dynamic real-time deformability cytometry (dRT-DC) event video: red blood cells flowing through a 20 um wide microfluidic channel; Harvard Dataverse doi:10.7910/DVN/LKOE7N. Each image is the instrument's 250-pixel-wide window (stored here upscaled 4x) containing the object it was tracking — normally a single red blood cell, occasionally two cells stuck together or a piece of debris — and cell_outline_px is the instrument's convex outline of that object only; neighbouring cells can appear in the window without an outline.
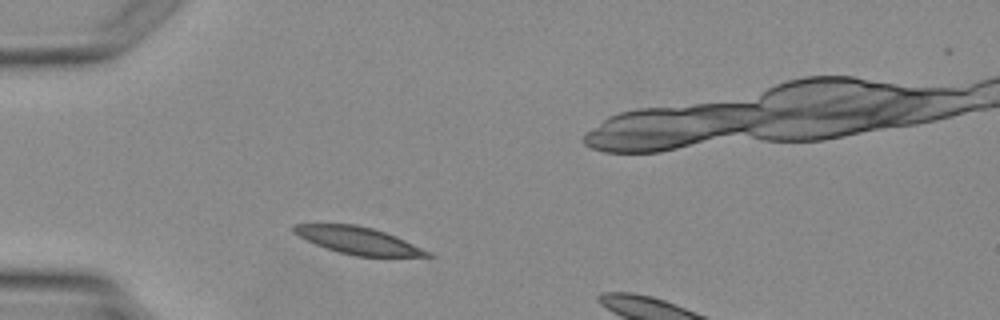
{"species": "Egyptian fruit bat (a non-hibernating species)", "species_latin": "Rousettus aegyptiacus", "temperature_condition": "warm", "stored_images_in_passage": 2, "camera_frame_rate_fps": 3000, "um_per_image_px": 0.085, "animal": {"sex": "female"}, "frame": {"image": 1, "passage_image": 1, "time_ms": 0.0, "image_size_px": [1000, 320], "cell_outline_px": [[436, 256], [356, 256], [340, 252], [316, 244], [292, 232], [292, 224], [356, 224], [372, 228], [396, 236], [432, 252]], "centroid_in_image_um": [30.47, 20.43], "position_along_channel_um": 54.5, "area_um2": 20.87}}